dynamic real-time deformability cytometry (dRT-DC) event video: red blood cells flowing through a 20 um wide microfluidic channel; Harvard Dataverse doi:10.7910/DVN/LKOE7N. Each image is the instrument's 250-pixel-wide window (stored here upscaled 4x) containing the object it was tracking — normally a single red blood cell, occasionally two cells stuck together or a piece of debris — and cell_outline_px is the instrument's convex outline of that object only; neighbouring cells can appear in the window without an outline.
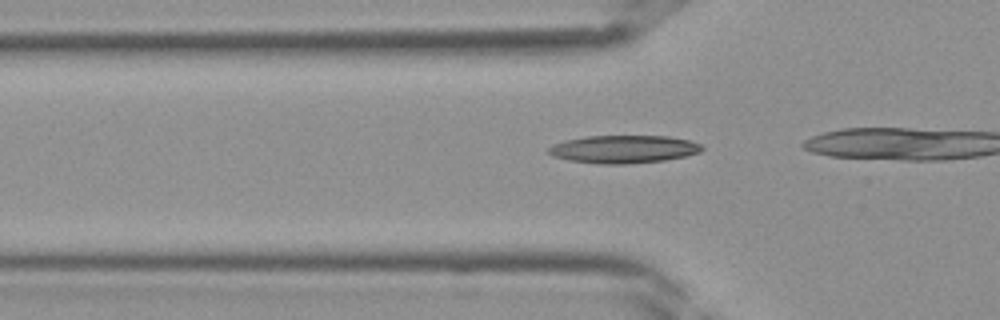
{"species": "Egyptian fruit bat (a non-hibernating species)", "species_latin": "Rousettus aegyptiacus", "temperature_condition": "room temperature", "stored_images_in_passage": 13, "camera_frame_rate_fps": 3000, "um_per_image_px": 0.085, "frame": {"image": 1, "passage_image": 10, "time_ms": 3.0, "image_size_px": [1000, 320], "cell_outline_px": [[704, 148], [700, 152], [684, 156], [664, 160], [624, 164], [600, 164], [568, 160], [552, 156], [548, 152], [548, 148], [552, 144], [564, 140], [588, 136], [668, 136], [688, 140], [700, 144]], "centroid_in_image_um": [52.97, 12.68], "position_along_channel_um": 72.8, "area_um2": 24.85}}